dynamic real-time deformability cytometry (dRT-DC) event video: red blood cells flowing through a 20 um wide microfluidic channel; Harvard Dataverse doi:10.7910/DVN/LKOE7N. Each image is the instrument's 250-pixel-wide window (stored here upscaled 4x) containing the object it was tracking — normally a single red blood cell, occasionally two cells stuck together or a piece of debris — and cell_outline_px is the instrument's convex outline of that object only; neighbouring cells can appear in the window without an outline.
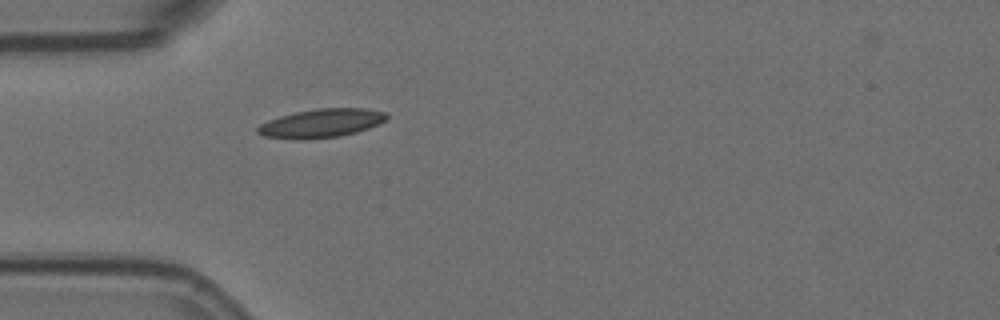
{"species": "Egyptian fruit bat (a non-hibernating species)", "species_latin": "Rousettus aegyptiacus", "temperature_condition": "room temperature", "stored_images_in_passage": 1, "camera_frame_rate_fps": 3000, "um_per_image_px": 0.085, "animal": {"sex": "female"}, "frame": {"image": 1, "passage_image": 1, "time_ms": 0.0, "image_size_px": [1000, 320], "cell_outline_px": [[388, 120], [380, 124], [356, 132], [340, 136], [304, 140], [300, 140], [264, 136], [256, 132], [256, 128], [260, 124], [268, 120], [280, 116], [296, 112], [316, 108], [364, 108], [388, 112]], "centroid_in_image_um": [27.34, 10.47], "position_along_channel_um": 57.7, "area_um2": 21.79}}